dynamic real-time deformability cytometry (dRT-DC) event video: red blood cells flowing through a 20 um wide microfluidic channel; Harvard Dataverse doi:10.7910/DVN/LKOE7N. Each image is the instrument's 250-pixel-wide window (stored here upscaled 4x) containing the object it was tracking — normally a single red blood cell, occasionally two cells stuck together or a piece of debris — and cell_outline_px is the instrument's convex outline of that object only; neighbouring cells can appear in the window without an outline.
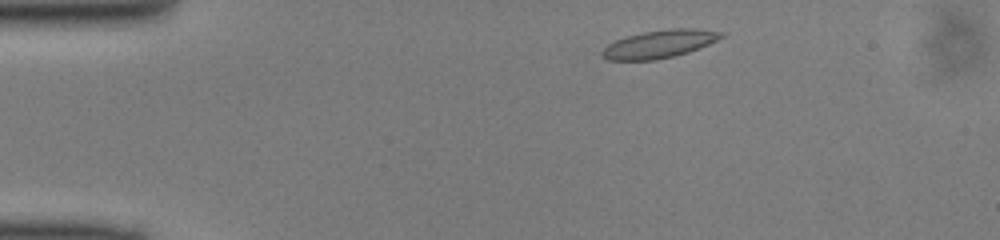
{"species": "common noctule bat (a hibernating species)", "species_latin": "Nyctalus noctula", "temperature_condition": "cold", "stored_images_in_passage": 44, "camera_frame_rate_fps": 3000, "um_per_image_px": 0.085, "animal": {"sex": "male", "body_mass_g": 13.0, "forearm_length_mm": 53.1}, "frame": {"image": 1, "passage_image": 3, "time_ms": 0.667, "image_size_px": [1000, 240], "cell_outline_px": [[724, 36], [700, 48], [688, 52], [656, 60], [608, 60], [600, 56], [600, 52], [608, 44], [616, 40], [628, 36], [644, 32], [668, 28], [696, 28], [724, 32]], "centroid_in_image_um": [56.04, 3.74], "position_along_channel_um": 29.0, "area_um2": 19.36}}
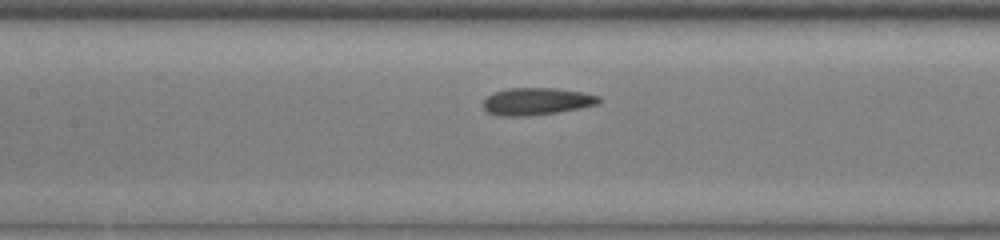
{"frame": {"image": 2, "passage_image": 17, "time_ms": 5.333, "image_size_px": [1000, 240], "cell_outline_px": [[604, 100], [600, 104], [580, 108], [556, 112], [528, 116], [500, 116], [488, 112], [484, 108], [484, 100], [492, 92], [508, 88], [556, 88], [580, 92], [600, 96]], "centroid_in_image_um": [45.64, 8.61], "position_along_channel_um": 161.8, "area_um2": 18.44}}
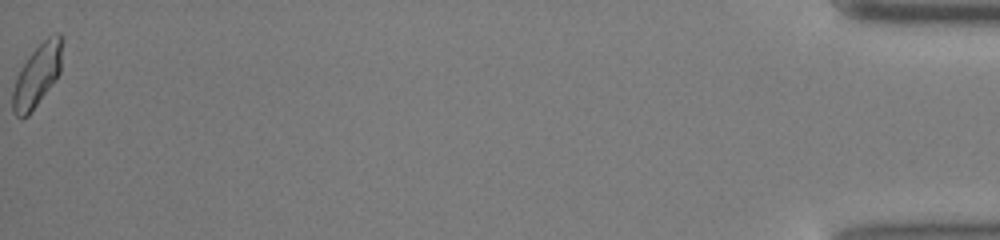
{"frame": {"image": 3, "passage_image": 44, "time_ms": 14.333, "image_size_px": [1000, 240], "cell_outline_px": [[64, 40], [60, 72], [56, 80], [28, 116], [20, 120], [12, 112], [12, 92], [16, 76], [20, 68], [28, 56], [48, 36], [56, 32], [60, 32]], "centroid_in_image_um": [3.17, 6.4], "position_along_channel_um": 432.0, "area_um2": 18.5}}